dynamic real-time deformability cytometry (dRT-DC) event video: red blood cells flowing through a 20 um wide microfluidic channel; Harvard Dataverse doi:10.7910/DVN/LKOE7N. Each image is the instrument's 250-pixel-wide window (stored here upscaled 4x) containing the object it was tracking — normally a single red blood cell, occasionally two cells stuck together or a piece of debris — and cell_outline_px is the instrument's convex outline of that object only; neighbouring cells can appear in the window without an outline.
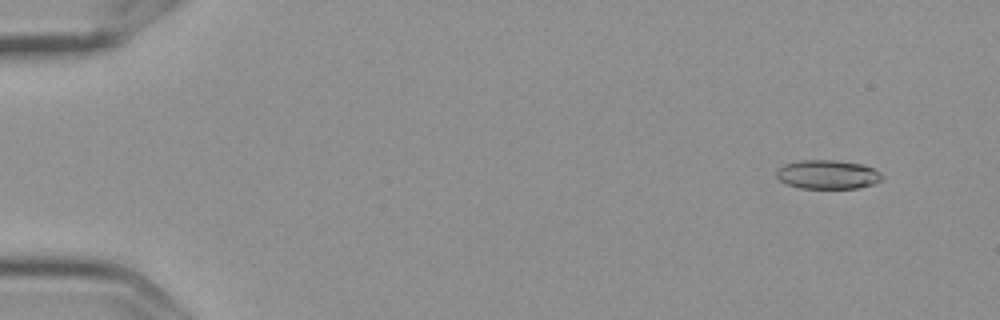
{"species": "Egyptian fruit bat (a non-hibernating species)", "species_latin": "Rousettus aegyptiacus", "temperature_condition": "cold", "stored_images_in_passage": 6, "camera_frame_rate_fps": 3000, "um_per_image_px": 0.085, "frame": {"image": 1, "passage_image": 1, "time_ms": 0.0, "image_size_px": [1000, 320], "cell_outline_px": [[884, 176], [880, 180], [872, 184], [860, 188], [800, 188], [788, 184], [780, 180], [776, 176], [776, 172], [784, 164], [800, 160], [836, 160], [864, 164], [880, 172]], "centroid_in_image_um": [70.37, 14.82], "position_along_channel_um": 14.6, "area_um2": 17.8}}
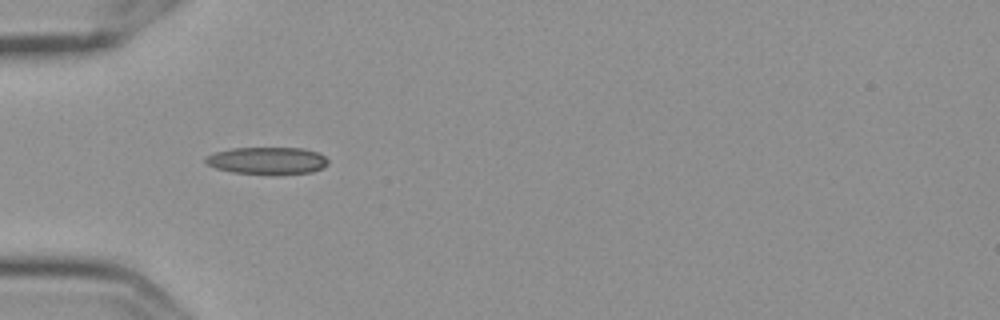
{"frame": {"image": 2, "passage_image": 5, "time_ms": 1.333, "image_size_px": [1000, 320], "cell_outline_px": [[328, 164], [324, 168], [312, 172], [276, 176], [232, 172], [216, 168], [208, 164], [204, 160], [204, 156], [216, 152], [232, 148], [304, 148], [320, 152], [328, 160]], "centroid_in_image_um": [22.77, 13.67], "position_along_channel_um": 62.2, "area_um2": 20.0}}
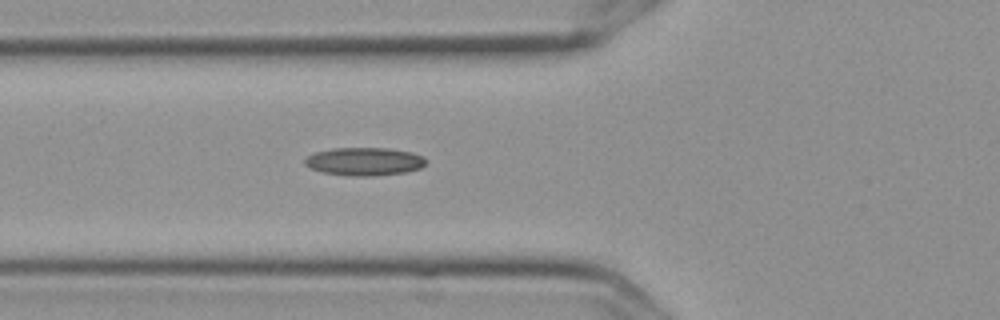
{"frame": {"image": 3, "passage_image": 6, "time_ms": 1.667, "image_size_px": [1000, 320], "cell_outline_px": [[428, 160], [420, 168], [408, 172], [372, 176], [348, 176], [320, 172], [304, 164], [304, 160], [308, 156], [316, 152], [332, 148], [388, 148], [412, 152], [424, 156]], "centroid_in_image_um": [31.0, 13.73], "position_along_channel_um": 94.8, "area_um2": 20.0}}